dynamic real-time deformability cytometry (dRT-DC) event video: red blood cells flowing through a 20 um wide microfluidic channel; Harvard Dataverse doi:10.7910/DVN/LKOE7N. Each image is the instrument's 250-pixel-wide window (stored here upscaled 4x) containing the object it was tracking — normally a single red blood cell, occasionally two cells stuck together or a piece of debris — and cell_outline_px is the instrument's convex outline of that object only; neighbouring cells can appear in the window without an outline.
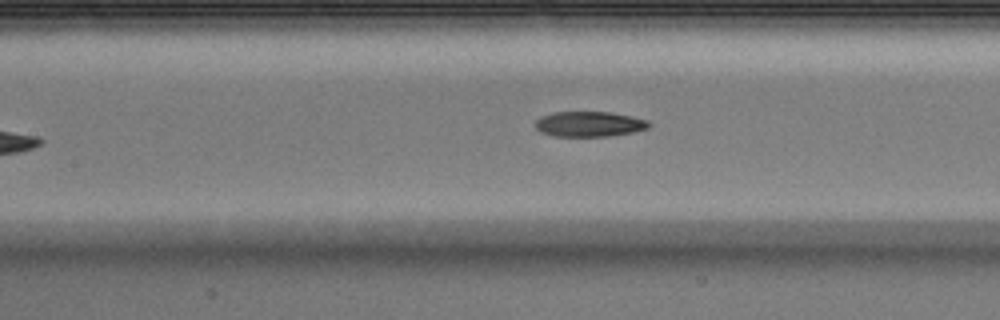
{"species": "Egyptian fruit bat (a non-hibernating species)", "species_latin": "Rousettus aegyptiacus", "temperature_condition": "warm", "stored_images_in_passage": 7, "camera_frame_rate_fps": 3000, "um_per_image_px": 0.085, "animal": {"sex": "male"}, "frame": {"image": 1, "passage_image": 7, "time_ms": 2.0, "image_size_px": [1000, 320], "cell_outline_px": [[652, 124], [648, 128], [632, 132], [608, 136], [556, 136], [540, 132], [536, 128], [536, 120], [540, 116], [552, 112], [612, 112], [632, 116], [648, 120]], "centroid_in_image_um": [50.1, 10.53], "position_along_channel_um": 157.3, "area_um2": 16.76}}